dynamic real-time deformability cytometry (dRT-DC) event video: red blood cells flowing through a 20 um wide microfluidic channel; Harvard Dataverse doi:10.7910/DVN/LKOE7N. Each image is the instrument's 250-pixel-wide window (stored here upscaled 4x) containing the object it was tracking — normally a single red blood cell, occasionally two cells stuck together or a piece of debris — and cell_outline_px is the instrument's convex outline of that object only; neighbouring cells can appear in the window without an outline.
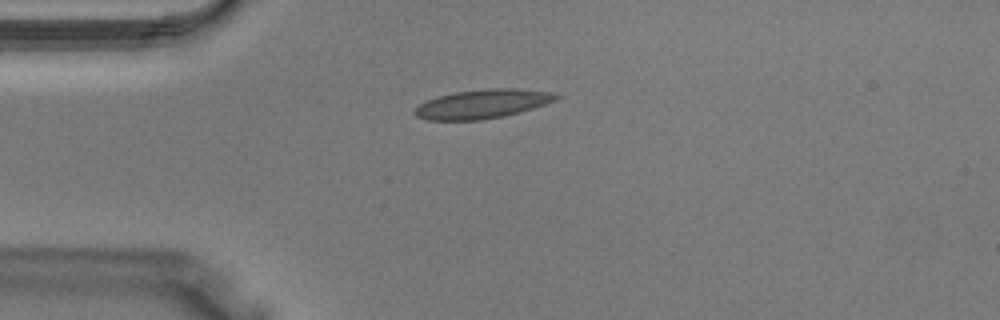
{"species": "Egyptian fruit bat (a non-hibernating species)", "species_latin": "Rousettus aegyptiacus", "temperature_condition": "warm", "stored_images_in_passage": 30, "camera_frame_rate_fps": 3000, "um_per_image_px": 0.085, "animal": {"sex": "male"}, "frame": {"image": 1, "passage_image": 1, "time_ms": 0.0, "image_size_px": [1000, 320], "cell_outline_px": [[560, 96], [556, 100], [520, 112], [504, 116], [480, 120], [428, 120], [416, 116], [412, 112], [420, 104], [428, 100], [440, 96], [456, 92], [492, 88], [516, 88], [552, 92]], "centroid_in_image_um": [41.02, 8.84], "position_along_channel_um": 44.0, "area_um2": 23.64}}
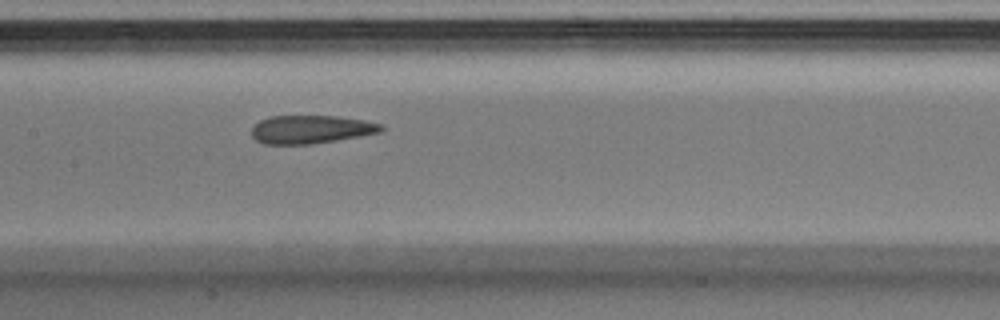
{"frame": {"image": 2, "passage_image": 10, "time_ms": 3.0, "image_size_px": [1000, 320], "cell_outline_px": [[384, 128], [380, 132], [360, 136], [312, 144], [264, 144], [256, 140], [252, 136], [252, 128], [260, 120], [272, 116], [336, 116], [364, 120], [380, 124]], "centroid_in_image_um": [26.41, 11.0], "position_along_channel_um": 181.0, "area_um2": 21.15}}
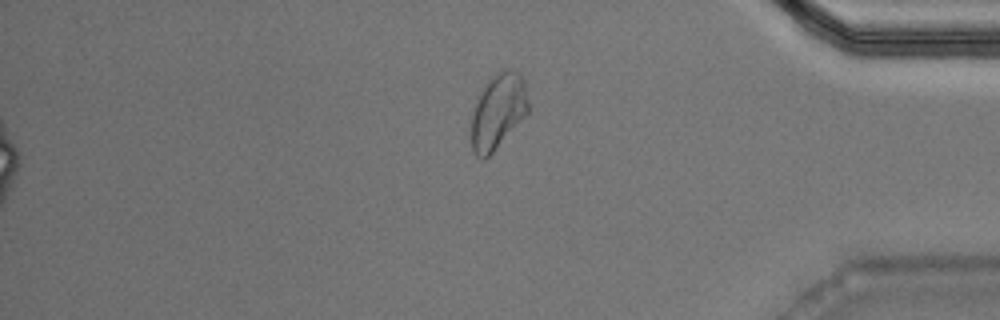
{"frame": {"image": 3, "passage_image": 24, "time_ms": 7.667, "image_size_px": [1000, 320], "cell_outline_px": [[528, 112], [492, 152], [484, 160], [476, 156], [472, 152], [472, 112], [476, 100], [488, 80], [496, 72], [504, 68], [508, 68], [516, 72], [524, 80], [528, 100]], "centroid_in_image_um": [42.32, 9.44], "position_along_channel_um": 392.9, "area_um2": 24.62}}